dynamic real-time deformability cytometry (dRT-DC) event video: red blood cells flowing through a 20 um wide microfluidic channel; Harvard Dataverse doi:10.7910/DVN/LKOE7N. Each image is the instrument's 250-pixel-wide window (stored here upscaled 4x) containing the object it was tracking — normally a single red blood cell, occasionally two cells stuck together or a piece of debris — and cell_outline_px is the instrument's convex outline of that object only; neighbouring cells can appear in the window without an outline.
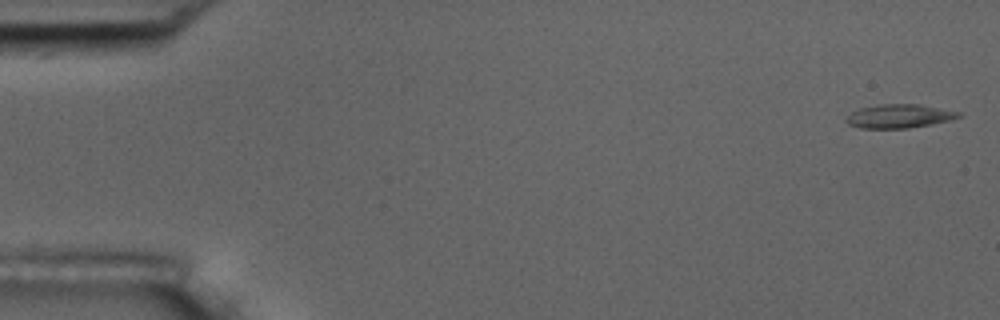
{"species": "common noctule bat (a hibernating species)", "species_latin": "Nyctalus noctula", "temperature_condition": "room temperature", "stored_images_in_passage": 6, "camera_frame_rate_fps": 3000, "um_per_image_px": 0.085, "animal": {"sex": "male", "body_mass_g": 17.5, "forearm_length_mm": 52.3}, "frame": {"image": 1, "passage_image": 1, "time_ms": 0.0, "image_size_px": [1000, 320], "cell_outline_px": [[960, 116], [948, 120], [908, 128], [860, 128], [848, 124], [844, 120], [852, 112], [860, 108], [880, 104], [920, 104], [960, 112]], "centroid_in_image_um": [76.38, 9.86], "position_along_channel_um": 8.6, "area_um2": 15.26}}